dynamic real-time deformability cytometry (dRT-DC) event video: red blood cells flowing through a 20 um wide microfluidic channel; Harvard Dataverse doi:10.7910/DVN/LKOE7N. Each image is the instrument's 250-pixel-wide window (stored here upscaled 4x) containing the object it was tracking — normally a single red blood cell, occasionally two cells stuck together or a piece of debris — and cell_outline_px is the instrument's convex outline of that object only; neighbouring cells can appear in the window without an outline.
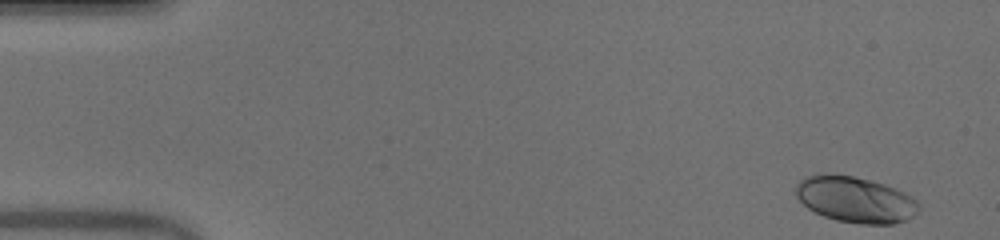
{"species": "human", "species_latin": "Homo sapiens", "temperature_condition": "warm", "stored_images_in_passage": 49, "camera_frame_rate_fps": 3000, "um_per_image_px": 0.085, "donor": {"sex": "male"}, "frame": {"image": 1, "passage_image": 1, "time_ms": 0.0, "image_size_px": [1000, 240], "cell_outline_px": [[920, 208], [912, 216], [904, 220], [892, 224], [860, 224], [836, 220], [824, 216], [808, 208], [796, 196], [796, 184], [800, 180], [808, 176], [828, 172], [852, 176], [884, 184], [904, 192], [916, 200], [920, 204]], "centroid_in_image_um": [72.69, 16.95], "position_along_channel_um": 12.3, "area_um2": 32.83}}
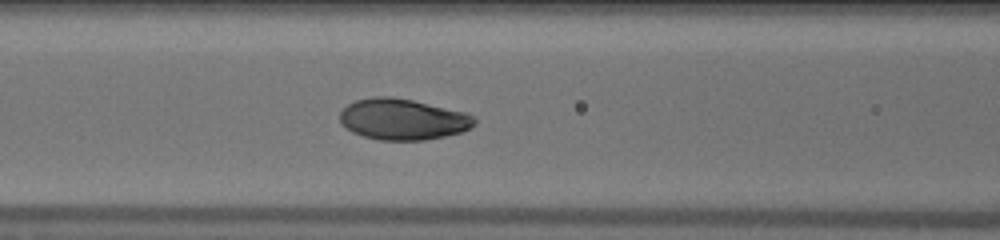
{"frame": {"image": 2, "passage_image": 20, "time_ms": 6.333, "image_size_px": [1000, 240], "cell_outline_px": [[476, 124], [472, 128], [460, 132], [444, 136], [424, 140], [380, 140], [364, 136], [352, 132], [340, 120], [340, 112], [348, 104], [356, 100], [372, 96], [392, 96], [412, 100], [468, 112], [476, 116]], "centroid_in_image_um": [34.29, 10.12], "position_along_channel_um": 132.3, "area_um2": 32.37}}
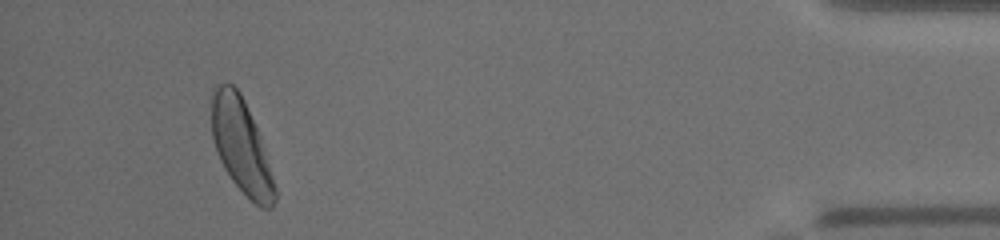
{"frame": {"image": 3, "passage_image": 46, "time_ms": 15.0, "image_size_px": [1000, 240], "cell_outline_px": [[276, 200], [272, 208], [260, 208], [232, 180], [224, 168], [220, 160], [212, 136], [208, 100], [212, 88], [216, 84], [232, 84], [240, 92], [244, 100], [256, 128], [276, 188]], "centroid_in_image_um": [20.43, 12.34], "position_along_channel_um": 414.8, "area_um2": 34.45}, "authors_computed_cell_mechanics": {"area_um2": 32.1946, "velocity_mm_per_s": 4.0172, "shape_relaxation_time_tau1_ms": 2.5903, "shape_relaxation_time_tau2_ms": null, "deformation_change_tau1": 0.161, "deformation_change_tau2": null}}